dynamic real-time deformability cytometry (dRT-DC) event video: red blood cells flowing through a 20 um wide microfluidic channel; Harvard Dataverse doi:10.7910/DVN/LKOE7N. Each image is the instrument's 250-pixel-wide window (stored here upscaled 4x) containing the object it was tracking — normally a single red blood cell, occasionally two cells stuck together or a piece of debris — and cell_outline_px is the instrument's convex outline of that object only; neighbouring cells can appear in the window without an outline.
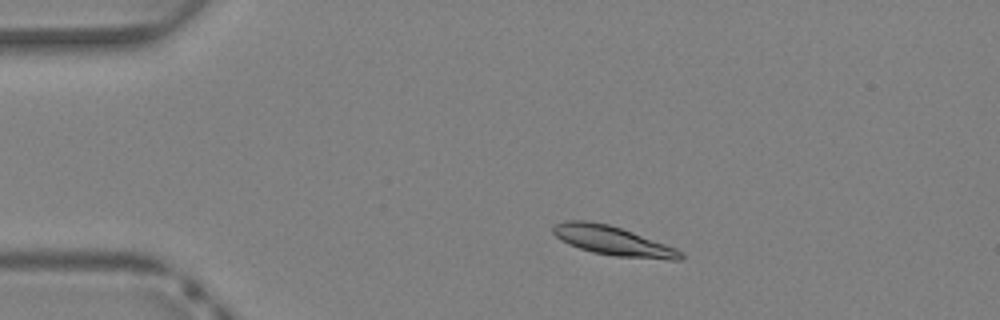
{"species": "Egyptian fruit bat (a non-hibernating species)", "species_latin": "Rousettus aegyptiacus", "temperature_condition": "warm", "stored_images_in_passage": 38, "camera_frame_rate_fps": 3000, "um_per_image_px": 0.085, "animal": {"sex": "female"}, "frame": {"image": 1, "passage_image": 6, "time_ms": 1.667, "image_size_px": [1000, 320], "cell_outline_px": [[684, 256], [680, 260], [672, 260], [616, 256], [592, 252], [568, 244], [560, 240], [552, 232], [552, 228], [556, 224], [564, 220], [588, 220], [608, 224], [632, 232], [676, 248], [684, 252]], "centroid_in_image_um": [52.08, 20.46], "position_along_channel_um": 32.9, "area_um2": 21.68}}
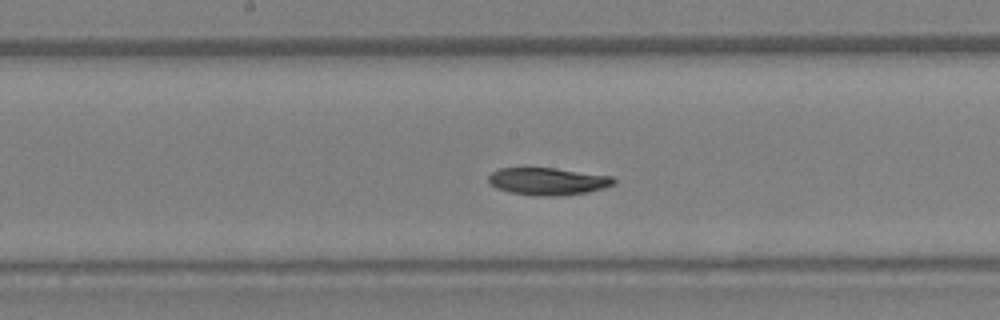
{"frame": {"image": 2, "passage_image": 19, "time_ms": 6.0, "image_size_px": [1000, 320], "cell_outline_px": [[616, 184], [604, 188], [588, 192], [556, 196], [536, 196], [508, 192], [496, 188], [488, 180], [488, 176], [492, 172], [500, 168], [556, 168], [612, 176], [616, 180]], "centroid_in_image_um": [46.59, 15.41], "position_along_channel_um": 201.6, "area_um2": 20.06}}
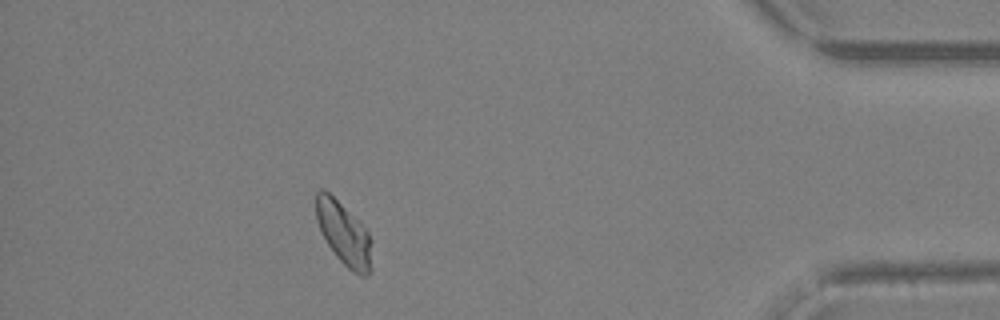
{"frame": {"image": 3, "passage_image": 34, "time_ms": 11.0, "image_size_px": [1000, 320], "cell_outline_px": [[372, 268], [368, 276], [360, 276], [352, 272], [336, 256], [328, 244], [316, 220], [316, 192], [320, 188], [324, 188], [368, 232], [372, 240]], "centroid_in_image_um": [29.25, 19.91], "position_along_channel_um": 405.9, "area_um2": 20.23}}